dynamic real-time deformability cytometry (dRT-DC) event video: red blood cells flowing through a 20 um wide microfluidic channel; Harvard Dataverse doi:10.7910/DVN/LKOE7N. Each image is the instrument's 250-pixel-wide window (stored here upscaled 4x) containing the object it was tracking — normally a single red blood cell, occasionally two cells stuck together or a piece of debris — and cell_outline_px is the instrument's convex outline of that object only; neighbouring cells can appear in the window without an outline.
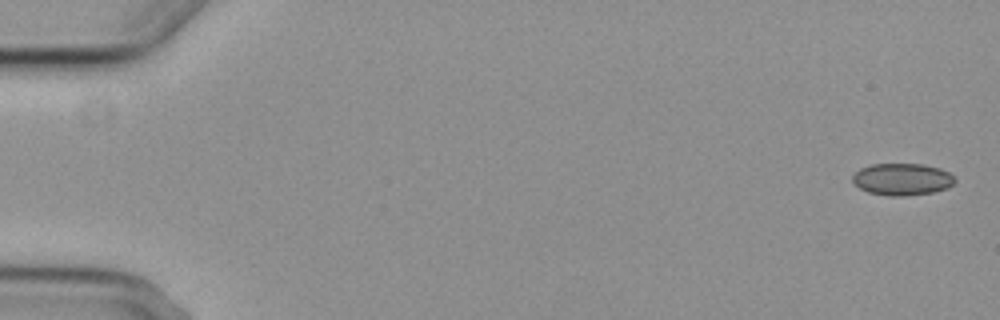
{"species": "common noctule bat (a hibernating species)", "species_latin": "Nyctalus noctula", "temperature_condition": "cold", "stored_images_in_passage": 5, "camera_frame_rate_fps": 3000, "um_per_image_px": 0.085, "animal": {"sex": "female", "body_mass_g": 29.2, "forearm_length_mm": 56.3}, "frame": {"image": 1, "passage_image": 1, "time_ms": 0.0, "image_size_px": [1000, 320], "cell_outline_px": [[956, 180], [948, 188], [932, 192], [904, 196], [892, 196], [868, 192], [860, 188], [852, 180], [852, 176], [860, 168], [872, 164], [924, 164], [940, 168], [948, 172]], "centroid_in_image_um": [76.68, 15.23], "position_along_channel_um": 8.3, "area_um2": 18.96}}
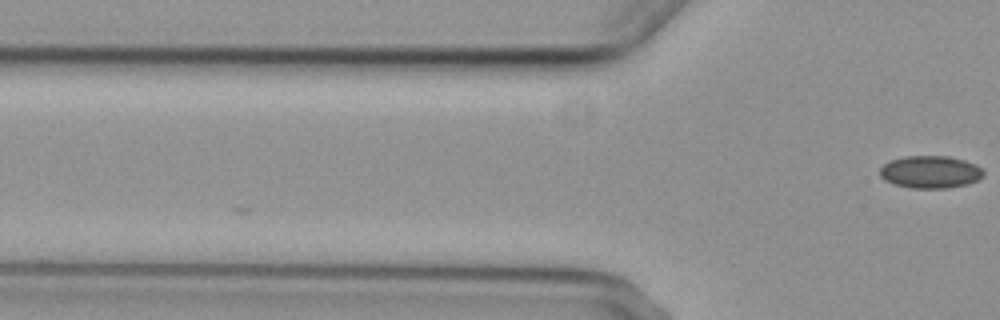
{"frame": {"image": 2, "passage_image": 5, "time_ms": 4.667, "image_size_px": [1000, 320], "cell_outline_px": [[984, 176], [968, 184], [948, 188], [912, 188], [896, 184], [884, 180], [880, 176], [880, 168], [884, 164], [892, 160], [904, 156], [948, 156], [964, 160], [976, 164], [984, 172]], "centroid_in_image_um": [79.09, 14.61], "position_along_channel_um": 46.7, "area_um2": 19.54}}